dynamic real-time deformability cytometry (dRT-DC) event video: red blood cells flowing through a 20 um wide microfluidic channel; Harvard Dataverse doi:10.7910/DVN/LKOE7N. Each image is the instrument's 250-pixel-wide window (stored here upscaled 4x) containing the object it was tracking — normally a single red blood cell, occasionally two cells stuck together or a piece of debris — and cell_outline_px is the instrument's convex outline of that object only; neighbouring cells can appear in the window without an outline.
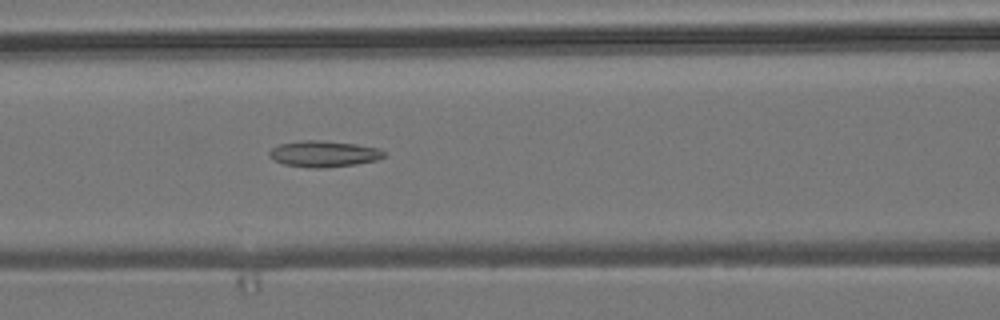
{"species": "common noctule bat (a hibernating species)", "species_latin": "Nyctalus noctula", "temperature_condition": "room temperature", "stored_images_in_passage": 29, "camera_frame_rate_fps": 3000, "um_per_image_px": 0.085, "animal": {"sex": "male", "body_mass_g": 19.2, "forearm_length_mm": 51.8}, "frame": {"image": 1, "passage_image": 21, "time_ms": 6.667, "image_size_px": [1000, 320], "cell_outline_px": [[384, 156], [376, 160], [356, 164], [320, 168], [312, 168], [284, 164], [268, 156], [268, 152], [272, 148], [280, 144], [300, 140], [320, 140], [356, 144], [380, 148], [384, 152]], "centroid_in_image_um": [27.51, 13.07], "position_along_channel_um": 139.1, "area_um2": 17.4}}
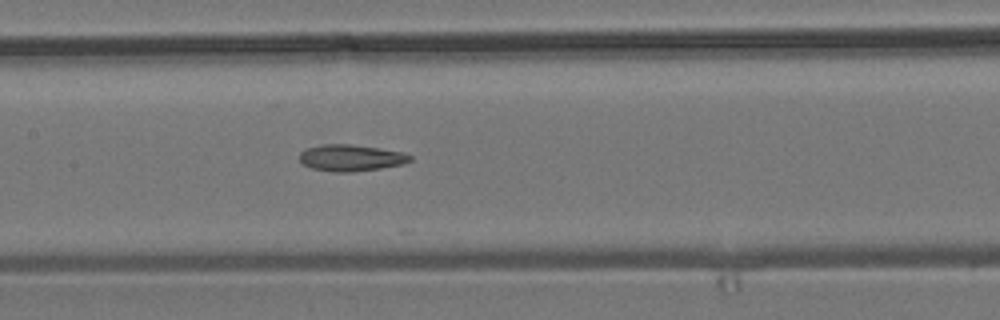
{"frame": {"image": 2, "passage_image": 24, "time_ms": 7.667, "image_size_px": [1000, 320], "cell_outline_px": [[412, 160], [404, 164], [380, 168], [348, 172], [336, 172], [312, 168], [304, 164], [300, 160], [300, 152], [308, 148], [320, 144], [352, 144], [380, 148], [404, 152], [412, 156]], "centroid_in_image_um": [29.86, 13.4], "position_along_channel_um": 177.5, "area_um2": 17.05}}
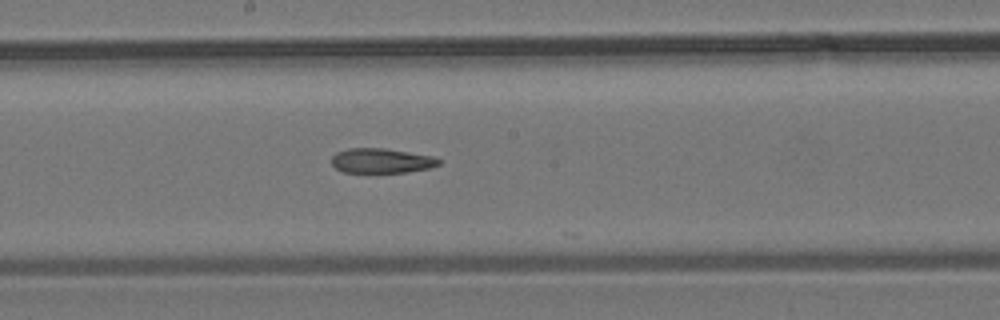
{"frame": {"image": 3, "passage_image": 27, "time_ms": 8.667, "image_size_px": [1000, 320], "cell_outline_px": [[440, 164], [432, 168], [408, 172], [344, 172], [336, 168], [332, 164], [332, 156], [336, 152], [348, 148], [384, 148], [432, 156], [440, 160]], "centroid_in_image_um": [32.43, 13.66], "position_along_channel_um": 215.8, "area_um2": 15.43}}